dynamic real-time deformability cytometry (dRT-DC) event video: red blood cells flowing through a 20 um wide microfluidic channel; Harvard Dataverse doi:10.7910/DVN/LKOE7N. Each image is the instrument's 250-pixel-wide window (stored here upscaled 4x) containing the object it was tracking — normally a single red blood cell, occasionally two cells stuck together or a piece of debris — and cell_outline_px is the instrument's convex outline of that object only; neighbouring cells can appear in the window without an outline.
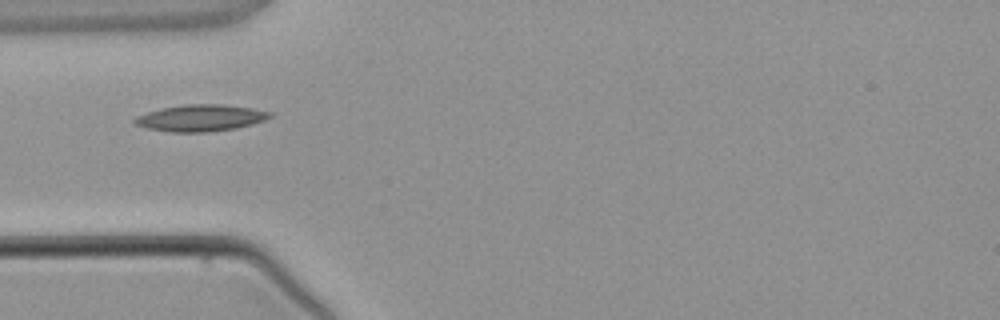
{"species": "common noctule bat (a hibernating species)", "species_latin": "Nyctalus noctula", "temperature_condition": "warm", "stored_images_in_passage": 1, "camera_frame_rate_fps": 3000, "um_per_image_px": 0.085, "animal": {"sex": "male", "body_mass_g": 21.5, "forearm_length_mm": 52.0}, "frame": {"image": 1, "passage_image": 1, "time_ms": 0.0, "image_size_px": [1000, 320], "cell_outline_px": [[272, 116], [264, 120], [252, 124], [236, 128], [208, 132], [172, 132], [148, 128], [136, 124], [132, 120], [136, 116], [148, 112], [164, 108], [184, 104], [224, 104], [252, 108], [272, 112]], "centroid_in_image_um": [17.08, 10.02], "position_along_channel_um": 67.9, "area_um2": 20.87}}